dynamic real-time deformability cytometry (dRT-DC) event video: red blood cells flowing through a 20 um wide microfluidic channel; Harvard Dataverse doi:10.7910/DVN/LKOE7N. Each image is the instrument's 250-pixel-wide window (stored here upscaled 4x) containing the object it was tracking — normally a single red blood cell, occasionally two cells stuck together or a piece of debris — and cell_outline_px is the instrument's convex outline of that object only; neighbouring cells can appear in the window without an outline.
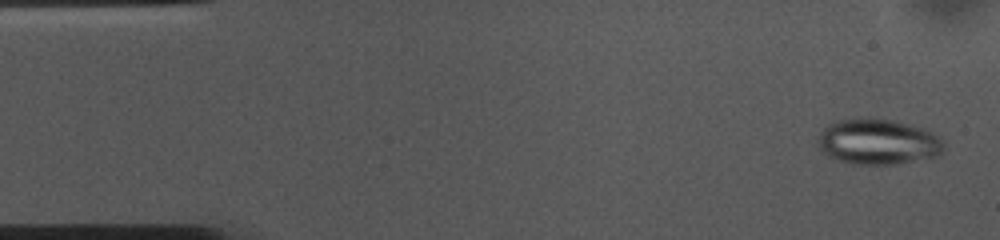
{"species": "common noctule bat (a hibernating species)", "species_latin": "Nyctalus noctula", "temperature_condition": "cold", "stored_images_in_passage": 53, "camera_frame_rate_fps": 3000, "um_per_image_px": 0.085, "animal": {"sex": "female", "body_mass_g": 10.0, "forearm_length_mm": 53.1}, "frame": {"image": 1, "passage_image": 2, "time_ms": 0.333, "image_size_px": [1000, 240], "cell_outline_px": [[944, 148], [936, 156], [896, 164], [852, 164], [828, 156], [820, 148], [816, 140], [820, 132], [832, 120], [856, 116], [868, 116], [892, 120], [924, 128], [932, 132], [944, 144]], "centroid_in_image_um": [74.56, 12.01], "position_along_channel_um": 10.4, "area_um2": 33.87}}
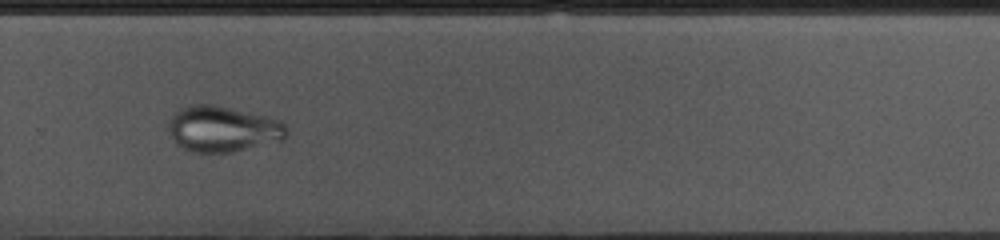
{"frame": {"image": 2, "passage_image": 35, "time_ms": 11.333, "image_size_px": [1000, 240], "cell_outline_px": [[288, 136], [284, 140], [232, 152], [196, 152], [184, 148], [172, 136], [168, 128], [168, 120], [180, 108], [192, 104], [212, 104], [264, 116], [280, 120], [288, 128]], "centroid_in_image_um": [18.97, 10.96], "position_along_channel_um": 310.8, "area_um2": 31.27}}
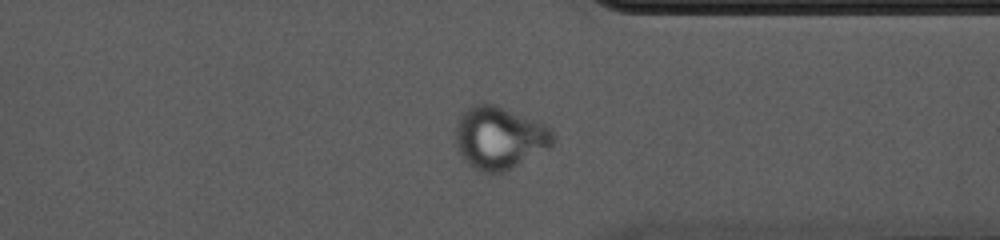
{"frame": {"image": 3, "passage_image": 40, "time_ms": 13.0, "image_size_px": [1000, 240], "cell_outline_px": [[556, 140], [548, 148], [512, 168], [500, 172], [480, 172], [472, 168], [460, 156], [456, 148], [456, 124], [464, 108], [472, 104], [496, 104], [536, 120], [552, 128]], "centroid_in_image_um": [42.43, 11.7], "position_along_channel_um": 369.0, "area_um2": 35.84}}